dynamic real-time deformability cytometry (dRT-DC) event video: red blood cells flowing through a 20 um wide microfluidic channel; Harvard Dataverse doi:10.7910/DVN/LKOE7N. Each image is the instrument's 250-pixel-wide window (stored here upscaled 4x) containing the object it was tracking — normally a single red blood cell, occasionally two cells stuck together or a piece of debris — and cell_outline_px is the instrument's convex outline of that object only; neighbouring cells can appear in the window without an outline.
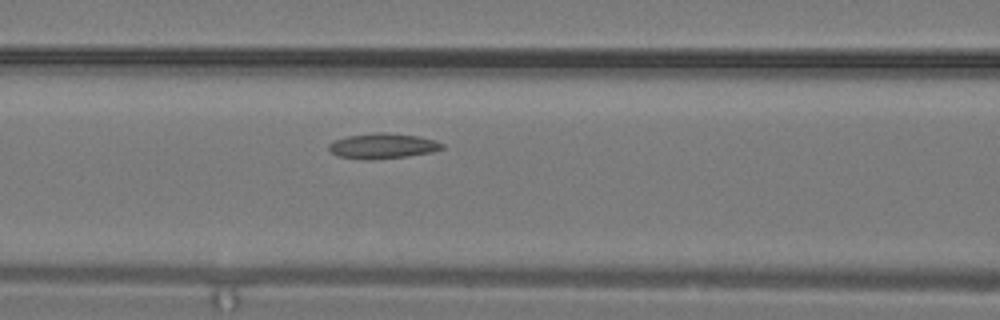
{"species": "common noctule bat (a hibernating species)", "species_latin": "Nyctalus noctula", "temperature_condition": "warm", "stored_images_in_passage": 5, "camera_frame_rate_fps": 3000, "um_per_image_px": 0.085, "animal": {"sex": "male", "body_mass_g": 19.2, "forearm_length_mm": 51.8}, "frame": {"image": 1, "passage_image": 4, "time_ms": 1.0, "image_size_px": [1000, 320], "cell_outline_px": [[444, 148], [432, 152], [408, 156], [372, 160], [336, 156], [328, 148], [328, 144], [332, 140], [348, 136], [376, 132], [388, 132], [420, 136], [444, 144]], "centroid_in_image_um": [32.51, 12.4], "position_along_channel_um": 134.1, "area_um2": 16.82}}